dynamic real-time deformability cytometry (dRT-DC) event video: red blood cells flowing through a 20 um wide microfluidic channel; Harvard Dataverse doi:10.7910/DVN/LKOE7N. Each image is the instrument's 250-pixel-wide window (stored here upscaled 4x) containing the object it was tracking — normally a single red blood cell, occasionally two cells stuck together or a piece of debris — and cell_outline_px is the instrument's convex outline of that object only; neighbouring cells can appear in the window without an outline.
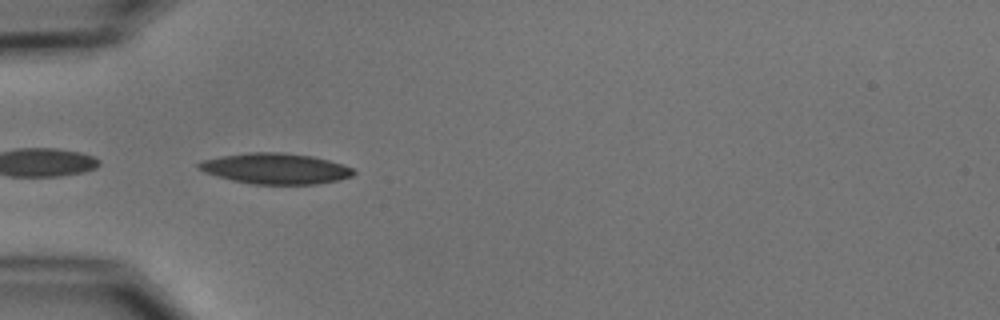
{"species": "common noctule bat (a hibernating species)", "species_latin": "Nyctalus noctula", "temperature_condition": "cold", "stored_images_in_passage": 3, "camera_frame_rate_fps": 3000, "um_per_image_px": 0.085, "animal": {"sex": "male", "body_mass_g": 15.6}, "frame": {"image": 1, "passage_image": 2, "time_ms": 1.333, "image_size_px": [1000, 320], "cell_outline_px": [[356, 172], [352, 176], [340, 180], [316, 184], [252, 184], [232, 180], [216, 176], [204, 172], [196, 168], [196, 164], [200, 160], [220, 156], [248, 152], [284, 152], [312, 156], [328, 160], [352, 168]], "centroid_in_image_um": [23.37, 14.32], "position_along_channel_um": 61.6, "area_um2": 27.92}}